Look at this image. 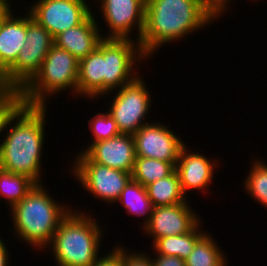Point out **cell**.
<instances>
[{
  "instance_id": "1",
  "label": "cell",
  "mask_w": 267,
  "mask_h": 266,
  "mask_svg": "<svg viewBox=\"0 0 267 266\" xmlns=\"http://www.w3.org/2000/svg\"><path fill=\"white\" fill-rule=\"evenodd\" d=\"M48 107L24 105L9 121L0 140V168L41 182ZM10 129H9V128ZM8 130V131H7Z\"/></svg>"
},
{
  "instance_id": "2",
  "label": "cell",
  "mask_w": 267,
  "mask_h": 266,
  "mask_svg": "<svg viewBox=\"0 0 267 266\" xmlns=\"http://www.w3.org/2000/svg\"><path fill=\"white\" fill-rule=\"evenodd\" d=\"M213 21L199 0H146L141 51L150 59L166 43H175Z\"/></svg>"
},
{
  "instance_id": "3",
  "label": "cell",
  "mask_w": 267,
  "mask_h": 266,
  "mask_svg": "<svg viewBox=\"0 0 267 266\" xmlns=\"http://www.w3.org/2000/svg\"><path fill=\"white\" fill-rule=\"evenodd\" d=\"M48 192L43 184H36L20 202L9 209L14 234L37 251L46 249L57 227L72 210L70 206L53 200Z\"/></svg>"
},
{
  "instance_id": "4",
  "label": "cell",
  "mask_w": 267,
  "mask_h": 266,
  "mask_svg": "<svg viewBox=\"0 0 267 266\" xmlns=\"http://www.w3.org/2000/svg\"><path fill=\"white\" fill-rule=\"evenodd\" d=\"M76 209L61 221L47 246L58 266H94L101 257L103 227L93 214Z\"/></svg>"
},
{
  "instance_id": "5",
  "label": "cell",
  "mask_w": 267,
  "mask_h": 266,
  "mask_svg": "<svg viewBox=\"0 0 267 266\" xmlns=\"http://www.w3.org/2000/svg\"><path fill=\"white\" fill-rule=\"evenodd\" d=\"M78 67L73 55L53 45L39 71L21 89L25 105L47 107L48 98L67 89L77 97Z\"/></svg>"
},
{
  "instance_id": "6",
  "label": "cell",
  "mask_w": 267,
  "mask_h": 266,
  "mask_svg": "<svg viewBox=\"0 0 267 266\" xmlns=\"http://www.w3.org/2000/svg\"><path fill=\"white\" fill-rule=\"evenodd\" d=\"M26 10V42L15 63L1 76L7 89L21 90L39 71L54 37Z\"/></svg>"
},
{
  "instance_id": "7",
  "label": "cell",
  "mask_w": 267,
  "mask_h": 266,
  "mask_svg": "<svg viewBox=\"0 0 267 266\" xmlns=\"http://www.w3.org/2000/svg\"><path fill=\"white\" fill-rule=\"evenodd\" d=\"M143 77L138 75L130 83L123 85L114 92L109 111L120 133L134 134L143 125L151 108V95Z\"/></svg>"
},
{
  "instance_id": "8",
  "label": "cell",
  "mask_w": 267,
  "mask_h": 266,
  "mask_svg": "<svg viewBox=\"0 0 267 266\" xmlns=\"http://www.w3.org/2000/svg\"><path fill=\"white\" fill-rule=\"evenodd\" d=\"M70 171L83 189L91 195L106 202L115 204L122 190L132 179V174L118 169H113L91 161L83 152L75 155Z\"/></svg>"
},
{
  "instance_id": "9",
  "label": "cell",
  "mask_w": 267,
  "mask_h": 266,
  "mask_svg": "<svg viewBox=\"0 0 267 266\" xmlns=\"http://www.w3.org/2000/svg\"><path fill=\"white\" fill-rule=\"evenodd\" d=\"M142 60L147 57L135 40L104 38V95L134 80L139 75L137 63Z\"/></svg>"
},
{
  "instance_id": "10",
  "label": "cell",
  "mask_w": 267,
  "mask_h": 266,
  "mask_svg": "<svg viewBox=\"0 0 267 266\" xmlns=\"http://www.w3.org/2000/svg\"><path fill=\"white\" fill-rule=\"evenodd\" d=\"M87 0H36L29 7L32 18L54 38L81 24L91 13Z\"/></svg>"
},
{
  "instance_id": "11",
  "label": "cell",
  "mask_w": 267,
  "mask_h": 266,
  "mask_svg": "<svg viewBox=\"0 0 267 266\" xmlns=\"http://www.w3.org/2000/svg\"><path fill=\"white\" fill-rule=\"evenodd\" d=\"M99 4L110 31L102 38L133 40L130 37L134 33L132 30L137 29L135 41L139 43L145 23L146 0H101Z\"/></svg>"
},
{
  "instance_id": "12",
  "label": "cell",
  "mask_w": 267,
  "mask_h": 266,
  "mask_svg": "<svg viewBox=\"0 0 267 266\" xmlns=\"http://www.w3.org/2000/svg\"><path fill=\"white\" fill-rule=\"evenodd\" d=\"M163 124L150 122L133 134L137 157L177 162L185 142Z\"/></svg>"
},
{
  "instance_id": "13",
  "label": "cell",
  "mask_w": 267,
  "mask_h": 266,
  "mask_svg": "<svg viewBox=\"0 0 267 266\" xmlns=\"http://www.w3.org/2000/svg\"><path fill=\"white\" fill-rule=\"evenodd\" d=\"M187 202L186 200L176 205L153 207L150 220L143 226L144 234L155 242L162 237L189 232L200 221V217Z\"/></svg>"
},
{
  "instance_id": "14",
  "label": "cell",
  "mask_w": 267,
  "mask_h": 266,
  "mask_svg": "<svg viewBox=\"0 0 267 266\" xmlns=\"http://www.w3.org/2000/svg\"><path fill=\"white\" fill-rule=\"evenodd\" d=\"M82 152L95 163L131 174L137 157L133 134L123 133L88 144Z\"/></svg>"
},
{
  "instance_id": "15",
  "label": "cell",
  "mask_w": 267,
  "mask_h": 266,
  "mask_svg": "<svg viewBox=\"0 0 267 266\" xmlns=\"http://www.w3.org/2000/svg\"><path fill=\"white\" fill-rule=\"evenodd\" d=\"M217 163V160L212 159L211 161L200 152L189 151L186 144L182 147L175 170L180 178L185 196L188 197L186 194L191 190H198L202 193L205 192V189L207 190L213 182L214 169L217 168Z\"/></svg>"
},
{
  "instance_id": "16",
  "label": "cell",
  "mask_w": 267,
  "mask_h": 266,
  "mask_svg": "<svg viewBox=\"0 0 267 266\" xmlns=\"http://www.w3.org/2000/svg\"><path fill=\"white\" fill-rule=\"evenodd\" d=\"M93 12L78 26L67 29L54 38V45L67 50L78 61L94 51L103 39V32Z\"/></svg>"
},
{
  "instance_id": "17",
  "label": "cell",
  "mask_w": 267,
  "mask_h": 266,
  "mask_svg": "<svg viewBox=\"0 0 267 266\" xmlns=\"http://www.w3.org/2000/svg\"><path fill=\"white\" fill-rule=\"evenodd\" d=\"M77 95L91 100L104 96V38L94 51L79 61Z\"/></svg>"
},
{
  "instance_id": "18",
  "label": "cell",
  "mask_w": 267,
  "mask_h": 266,
  "mask_svg": "<svg viewBox=\"0 0 267 266\" xmlns=\"http://www.w3.org/2000/svg\"><path fill=\"white\" fill-rule=\"evenodd\" d=\"M13 14L12 11L0 27V76L15 63L26 42V15Z\"/></svg>"
},
{
  "instance_id": "19",
  "label": "cell",
  "mask_w": 267,
  "mask_h": 266,
  "mask_svg": "<svg viewBox=\"0 0 267 266\" xmlns=\"http://www.w3.org/2000/svg\"><path fill=\"white\" fill-rule=\"evenodd\" d=\"M199 221L189 232L182 235L167 236L151 243L155 255L176 256L185 260L194 249L196 242L206 233Z\"/></svg>"
},
{
  "instance_id": "20",
  "label": "cell",
  "mask_w": 267,
  "mask_h": 266,
  "mask_svg": "<svg viewBox=\"0 0 267 266\" xmlns=\"http://www.w3.org/2000/svg\"><path fill=\"white\" fill-rule=\"evenodd\" d=\"M146 190L153 207L176 205L188 200L176 170L167 177L147 185Z\"/></svg>"
},
{
  "instance_id": "21",
  "label": "cell",
  "mask_w": 267,
  "mask_h": 266,
  "mask_svg": "<svg viewBox=\"0 0 267 266\" xmlns=\"http://www.w3.org/2000/svg\"><path fill=\"white\" fill-rule=\"evenodd\" d=\"M121 203L129 215L143 217L144 226L150 220L153 205L148 197L146 187L131 179L126 187L122 190L119 199L116 201Z\"/></svg>"
},
{
  "instance_id": "22",
  "label": "cell",
  "mask_w": 267,
  "mask_h": 266,
  "mask_svg": "<svg viewBox=\"0 0 267 266\" xmlns=\"http://www.w3.org/2000/svg\"><path fill=\"white\" fill-rule=\"evenodd\" d=\"M224 251L211 234L205 233L185 259V266H228Z\"/></svg>"
},
{
  "instance_id": "23",
  "label": "cell",
  "mask_w": 267,
  "mask_h": 266,
  "mask_svg": "<svg viewBox=\"0 0 267 266\" xmlns=\"http://www.w3.org/2000/svg\"><path fill=\"white\" fill-rule=\"evenodd\" d=\"M35 185L36 183L27 176L0 168V198H4L9 209L20 202Z\"/></svg>"
},
{
  "instance_id": "24",
  "label": "cell",
  "mask_w": 267,
  "mask_h": 266,
  "mask_svg": "<svg viewBox=\"0 0 267 266\" xmlns=\"http://www.w3.org/2000/svg\"><path fill=\"white\" fill-rule=\"evenodd\" d=\"M176 163L154 158L136 157L132 179L146 187L170 175L175 170Z\"/></svg>"
},
{
  "instance_id": "25",
  "label": "cell",
  "mask_w": 267,
  "mask_h": 266,
  "mask_svg": "<svg viewBox=\"0 0 267 266\" xmlns=\"http://www.w3.org/2000/svg\"><path fill=\"white\" fill-rule=\"evenodd\" d=\"M251 164L250 172L243 184L245 191L267 208V163L261 159L259 161L255 159Z\"/></svg>"
},
{
  "instance_id": "26",
  "label": "cell",
  "mask_w": 267,
  "mask_h": 266,
  "mask_svg": "<svg viewBox=\"0 0 267 266\" xmlns=\"http://www.w3.org/2000/svg\"><path fill=\"white\" fill-rule=\"evenodd\" d=\"M24 105L21 90L6 89L0 93V135L6 131L9 121Z\"/></svg>"
},
{
  "instance_id": "27",
  "label": "cell",
  "mask_w": 267,
  "mask_h": 266,
  "mask_svg": "<svg viewBox=\"0 0 267 266\" xmlns=\"http://www.w3.org/2000/svg\"><path fill=\"white\" fill-rule=\"evenodd\" d=\"M88 125L94 138L91 140V144L121 134L114 119L106 112L96 113L90 118Z\"/></svg>"
},
{
  "instance_id": "28",
  "label": "cell",
  "mask_w": 267,
  "mask_h": 266,
  "mask_svg": "<svg viewBox=\"0 0 267 266\" xmlns=\"http://www.w3.org/2000/svg\"><path fill=\"white\" fill-rule=\"evenodd\" d=\"M116 245L114 249L122 256L123 266H153L151 256L142 252H128V249ZM143 253V254H142Z\"/></svg>"
},
{
  "instance_id": "29",
  "label": "cell",
  "mask_w": 267,
  "mask_h": 266,
  "mask_svg": "<svg viewBox=\"0 0 267 266\" xmlns=\"http://www.w3.org/2000/svg\"><path fill=\"white\" fill-rule=\"evenodd\" d=\"M202 7L211 15L214 20L223 16L224 12L229 9L228 3L231 0H199ZM223 13V15H222Z\"/></svg>"
},
{
  "instance_id": "30",
  "label": "cell",
  "mask_w": 267,
  "mask_h": 266,
  "mask_svg": "<svg viewBox=\"0 0 267 266\" xmlns=\"http://www.w3.org/2000/svg\"><path fill=\"white\" fill-rule=\"evenodd\" d=\"M108 255H102L94 266H123L122 256L112 248Z\"/></svg>"
},
{
  "instance_id": "31",
  "label": "cell",
  "mask_w": 267,
  "mask_h": 266,
  "mask_svg": "<svg viewBox=\"0 0 267 266\" xmlns=\"http://www.w3.org/2000/svg\"><path fill=\"white\" fill-rule=\"evenodd\" d=\"M153 257H151L153 266H185V260L176 256L156 255Z\"/></svg>"
},
{
  "instance_id": "32",
  "label": "cell",
  "mask_w": 267,
  "mask_h": 266,
  "mask_svg": "<svg viewBox=\"0 0 267 266\" xmlns=\"http://www.w3.org/2000/svg\"><path fill=\"white\" fill-rule=\"evenodd\" d=\"M10 0H1L0 1V27L4 20L7 18V16L14 11L15 9H12V5L9 2Z\"/></svg>"
},
{
  "instance_id": "33",
  "label": "cell",
  "mask_w": 267,
  "mask_h": 266,
  "mask_svg": "<svg viewBox=\"0 0 267 266\" xmlns=\"http://www.w3.org/2000/svg\"><path fill=\"white\" fill-rule=\"evenodd\" d=\"M6 246V243L0 237V266H8L10 262L9 252Z\"/></svg>"
},
{
  "instance_id": "34",
  "label": "cell",
  "mask_w": 267,
  "mask_h": 266,
  "mask_svg": "<svg viewBox=\"0 0 267 266\" xmlns=\"http://www.w3.org/2000/svg\"><path fill=\"white\" fill-rule=\"evenodd\" d=\"M7 88L4 86V84L2 83V79L0 76V93L4 92Z\"/></svg>"
}]
</instances>
